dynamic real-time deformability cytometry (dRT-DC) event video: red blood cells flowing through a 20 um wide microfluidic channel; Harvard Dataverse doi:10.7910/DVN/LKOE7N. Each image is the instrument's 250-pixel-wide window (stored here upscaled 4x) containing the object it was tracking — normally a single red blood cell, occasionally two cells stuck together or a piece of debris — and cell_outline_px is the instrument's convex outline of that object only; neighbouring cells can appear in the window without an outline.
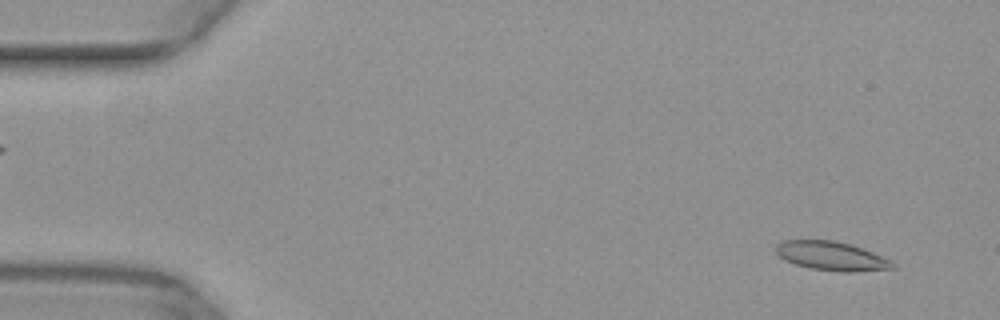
{"species": "common noctule bat (a hibernating species)", "species_latin": "Nyctalus noctula", "temperature_condition": "warm", "stored_images_in_passage": 50, "camera_frame_rate_fps": 3000, "um_per_image_px": 0.085, "animal": {"sex": "female", "body_mass_g": 29.2, "forearm_length_mm": 56.3}, "frame": {"image": 1, "passage_image": 3, "time_ms": 0.667, "image_size_px": [1000, 320], "cell_outline_px": [[896, 268], [856, 272], [840, 272], [808, 268], [784, 260], [776, 252], [776, 244], [780, 240], [836, 240], [852, 244], [892, 260], [896, 264]], "centroid_in_image_um": [70.7, 21.76], "position_along_channel_um": 14.3, "area_um2": 20.0}}
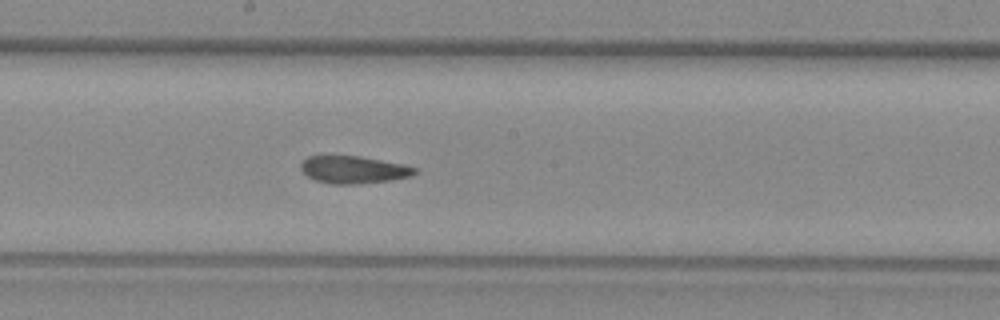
{"frame": {"image": 2, "passage_image": 27, "time_ms": 8.667, "image_size_px": [1000, 320], "cell_outline_px": [[420, 172], [412, 176], [388, 180], [360, 184], [332, 184], [316, 180], [308, 176], [300, 168], [300, 164], [308, 156], [360, 156], [404, 164], [416, 168]], "centroid_in_image_um": [30.09, 14.42], "position_along_channel_um": 218.1, "area_um2": 18.21}}
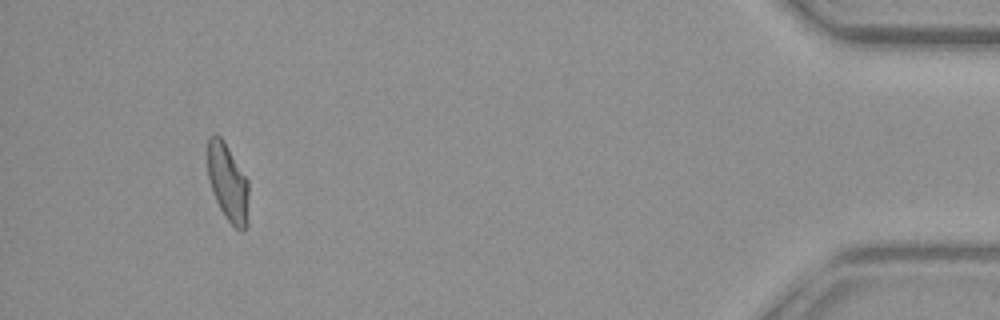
{"frame": {"image": 3, "passage_image": 47, "time_ms": 15.333, "image_size_px": [1000, 320], "cell_outline_px": [[248, 224], [240, 232], [224, 216], [216, 200], [208, 180], [208, 136], [216, 132], [224, 140], [248, 180]], "centroid_in_image_um": [19.37, 15.5], "position_along_channel_um": 415.8, "area_um2": 18.73}}